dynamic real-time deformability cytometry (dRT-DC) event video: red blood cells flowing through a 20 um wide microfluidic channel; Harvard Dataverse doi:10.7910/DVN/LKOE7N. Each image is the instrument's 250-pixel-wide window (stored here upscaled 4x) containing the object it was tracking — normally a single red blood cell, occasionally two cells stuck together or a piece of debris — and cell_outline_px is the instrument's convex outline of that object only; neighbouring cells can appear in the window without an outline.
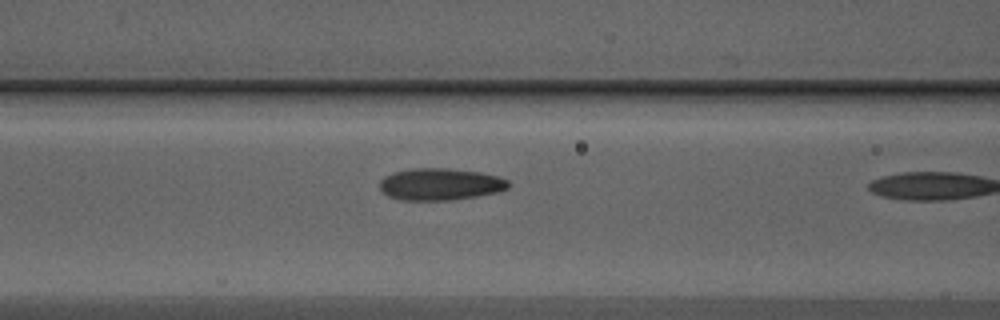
{"species": "Egyptian fruit bat (a non-hibernating species)", "species_latin": "Rousettus aegyptiacus", "temperature_condition": "warm", "stored_images_in_passage": 11, "camera_frame_rate_fps": 3000, "um_per_image_px": 0.085, "animal": {"sex": "male"}, "frame": {"image": 1, "passage_image": 10, "time_ms": 3.0, "image_size_px": [1000, 320], "cell_outline_px": [[512, 184], [508, 188], [500, 192], [452, 200], [400, 200], [388, 196], [380, 188], [380, 180], [384, 176], [396, 172], [412, 168], [448, 168], [480, 172], [500, 176], [508, 180]], "centroid_in_image_um": [37.47, 15.66], "position_along_channel_um": 129.1, "area_um2": 24.16}}